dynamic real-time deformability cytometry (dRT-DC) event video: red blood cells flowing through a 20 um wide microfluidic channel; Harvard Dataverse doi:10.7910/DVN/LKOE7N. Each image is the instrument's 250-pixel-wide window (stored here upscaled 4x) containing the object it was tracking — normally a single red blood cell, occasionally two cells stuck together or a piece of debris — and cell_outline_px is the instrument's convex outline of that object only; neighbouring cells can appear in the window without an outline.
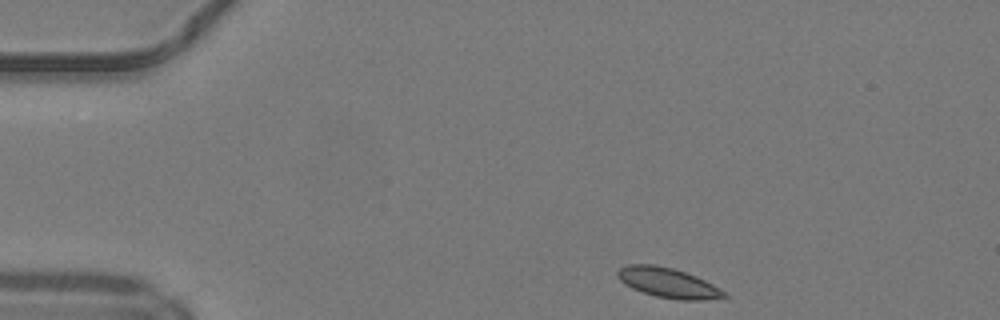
{"species": "common noctule bat (a hibernating species)", "species_latin": "Nyctalus noctula", "temperature_condition": "warm", "stored_images_in_passage": 5, "camera_frame_rate_fps": 3000, "um_per_image_px": 0.085, "animal": {"sex": "male", "body_mass_g": 19.2, "forearm_length_mm": 51.8}, "frame": {"image": 1, "passage_image": 1, "time_ms": 0.0, "image_size_px": [1000, 320], "cell_outline_px": [[728, 296], [704, 300], [676, 300], [656, 296], [632, 288], [624, 284], [616, 276], [616, 272], [620, 268], [628, 264], [656, 264], [672, 268], [696, 276], [712, 284], [724, 292]], "centroid_in_image_um": [56.74, 24.03], "position_along_channel_um": 28.3, "area_um2": 18.44}}